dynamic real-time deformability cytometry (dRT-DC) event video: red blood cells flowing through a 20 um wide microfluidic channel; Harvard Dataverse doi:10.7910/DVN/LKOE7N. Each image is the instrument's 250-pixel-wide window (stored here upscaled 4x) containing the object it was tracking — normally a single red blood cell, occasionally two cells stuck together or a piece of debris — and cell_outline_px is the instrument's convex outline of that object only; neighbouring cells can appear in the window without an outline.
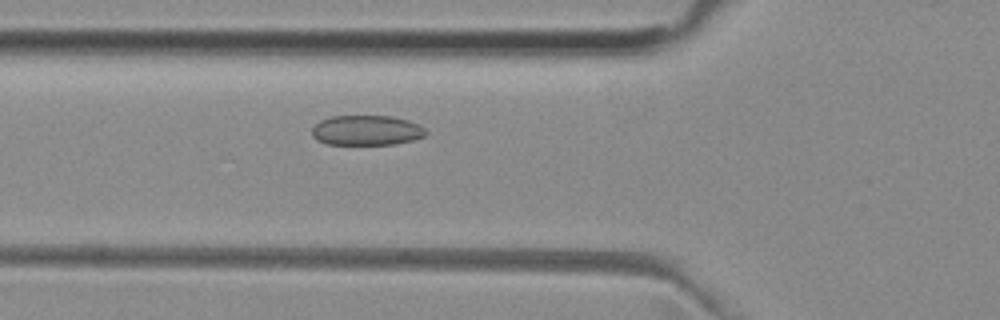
{"species": "common noctule bat (a hibernating species)", "species_latin": "Nyctalus noctula", "temperature_condition": "room temperature", "stored_images_in_passage": 40, "camera_frame_rate_fps": 3000, "um_per_image_px": 0.085, "animal": {"sex": "female", "body_mass_g": 29.2, "forearm_length_mm": 56.3}, "frame": {"image": 1, "passage_image": 6, "time_ms": 1.667, "image_size_px": [1000, 320], "cell_outline_px": [[428, 132], [424, 136], [412, 140], [392, 144], [328, 144], [316, 140], [312, 136], [312, 128], [320, 120], [328, 116], [392, 116], [408, 120], [420, 124]], "centroid_in_image_um": [31.15, 11.07], "position_along_channel_um": 94.7, "area_um2": 20.0}}
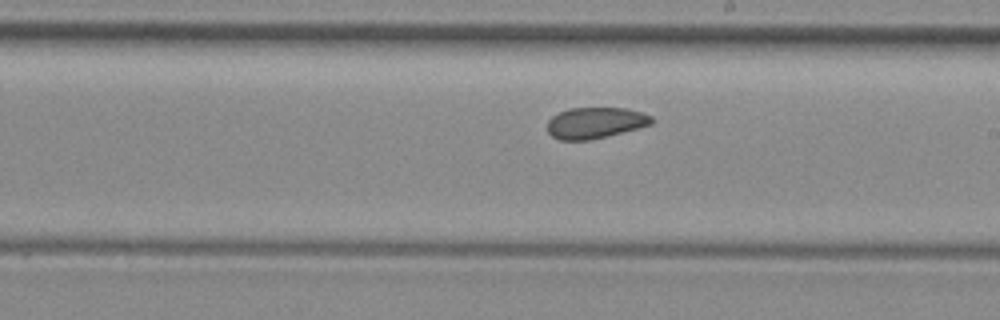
{"frame": {"image": 2, "passage_image": 17, "time_ms": 5.333, "image_size_px": [1000, 320], "cell_outline_px": [[652, 124], [608, 136], [592, 140], [560, 140], [552, 136], [548, 132], [548, 120], [552, 116], [568, 108], [628, 108], [644, 112], [652, 116]], "centroid_in_image_um": [50.61, 10.44], "position_along_channel_um": 238.4, "area_um2": 19.02}}
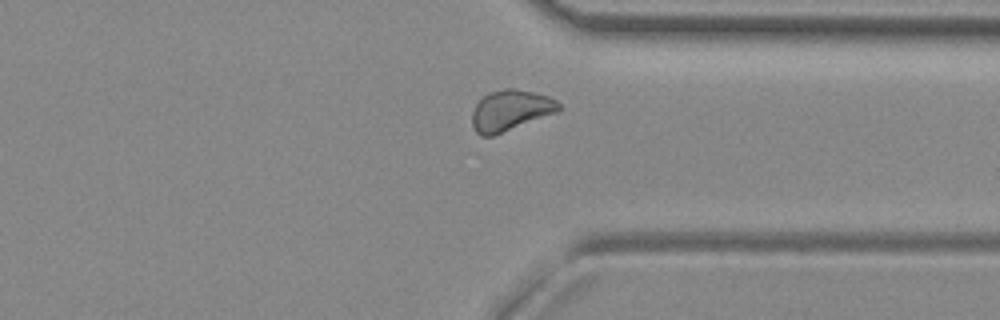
{"frame": {"image": 3, "passage_image": 27, "time_ms": 8.667, "image_size_px": [1000, 320], "cell_outline_px": [[564, 108], [556, 112], [492, 136], [480, 136], [476, 132], [472, 124], [472, 112], [476, 104], [484, 96], [492, 92], [504, 88], [516, 88], [548, 96], [556, 100]], "centroid_in_image_um": [43.39, 9.38], "position_along_channel_um": 368.0, "area_um2": 20.35}, "authors_computed_cell_mechanics": {"area_um2": 20.0566, "velocity_mm_per_s": 3.9182, "shape_relaxation_time_tau1_ms": null, "shape_relaxation_time_tau2_ms": 5.2558, "deformation_change_tau1": null, "deformation_change_tau2": 0.0762}}